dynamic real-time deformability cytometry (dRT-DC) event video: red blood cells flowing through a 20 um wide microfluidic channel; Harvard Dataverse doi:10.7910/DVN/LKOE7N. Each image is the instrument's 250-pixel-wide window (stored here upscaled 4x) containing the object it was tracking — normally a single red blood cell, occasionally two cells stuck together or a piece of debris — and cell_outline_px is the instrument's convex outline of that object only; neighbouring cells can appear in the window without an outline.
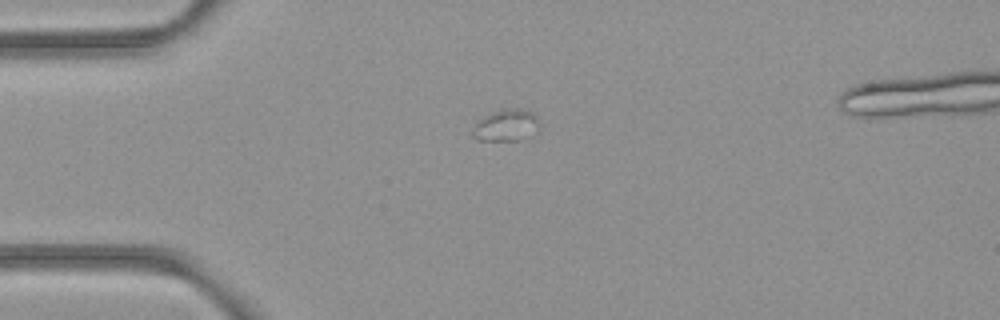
{"species": "common noctule bat (a hibernating species)", "species_latin": "Nyctalus noctula", "temperature_condition": "room temperature", "stored_images_in_passage": 7, "camera_frame_rate_fps": 3000, "um_per_image_px": 0.085, "animal": {"sex": "female", "body_mass_g": 21.9}, "frame": {"image": 1, "passage_image": 1, "time_ms": 0.0, "image_size_px": [1000, 320], "cell_outline_px": [[536, 124], [520, 140], [476, 140], [472, 136], [472, 132], [476, 120], [492, 112], [504, 108], [520, 108], [532, 112], [536, 116]], "centroid_in_image_um": [42.87, 10.62], "position_along_channel_um": 42.1, "area_um2": 11.85}}